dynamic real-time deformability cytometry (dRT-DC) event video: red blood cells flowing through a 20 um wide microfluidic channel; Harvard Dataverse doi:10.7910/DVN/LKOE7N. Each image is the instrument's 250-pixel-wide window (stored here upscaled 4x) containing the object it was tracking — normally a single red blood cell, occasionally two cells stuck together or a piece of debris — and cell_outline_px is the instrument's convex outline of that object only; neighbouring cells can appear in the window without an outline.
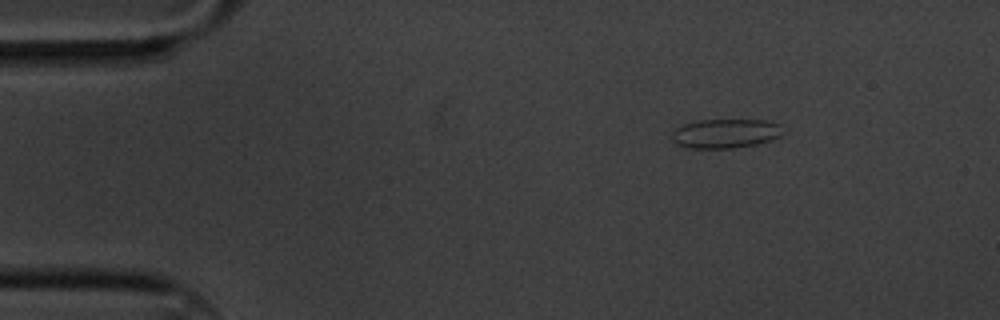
{"species": "common noctule bat (a hibernating species)", "species_latin": "Nyctalus noctula", "temperature_condition": "cold", "stored_images_in_passage": 10, "camera_frame_rate_fps": 3000, "um_per_image_px": 0.085, "animal": {"sex": "male", "body_mass_g": 20.1, "forearm_length_mm": 53.5}, "frame": {"image": 1, "passage_image": 2, "time_ms": 0.333, "image_size_px": [1000, 320], "cell_outline_px": [[784, 132], [780, 136], [772, 140], [756, 144], [732, 148], [688, 148], [676, 144], [672, 140], [672, 132], [676, 128], [684, 124], [700, 120], [764, 120], [780, 124]], "centroid_in_image_um": [61.67, 11.35], "position_along_channel_um": 23.3, "area_um2": 18.96}}
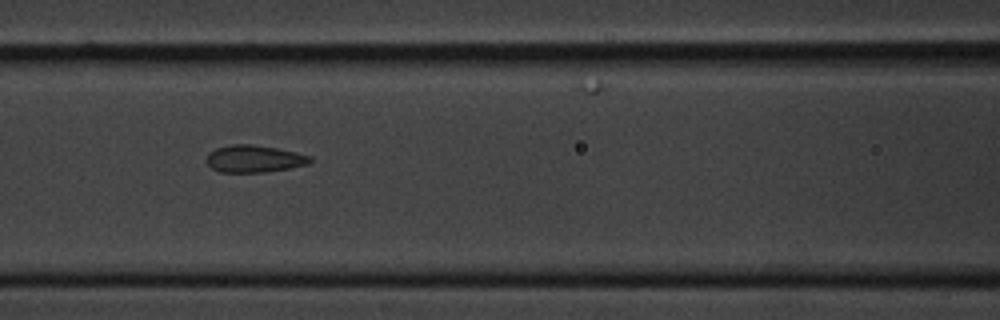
{"frame": {"image": 2, "passage_image": 7, "time_ms": 2.0, "image_size_px": [1000, 320], "cell_outline_px": [[312, 160], [308, 164], [288, 168], [264, 172], [220, 172], [212, 168], [204, 160], [208, 152], [216, 148], [232, 144], [252, 144], [276, 148], [296, 152], [312, 156]], "centroid_in_image_um": [21.57, 13.49], "position_along_channel_um": 145.0, "area_um2": 16.47}}
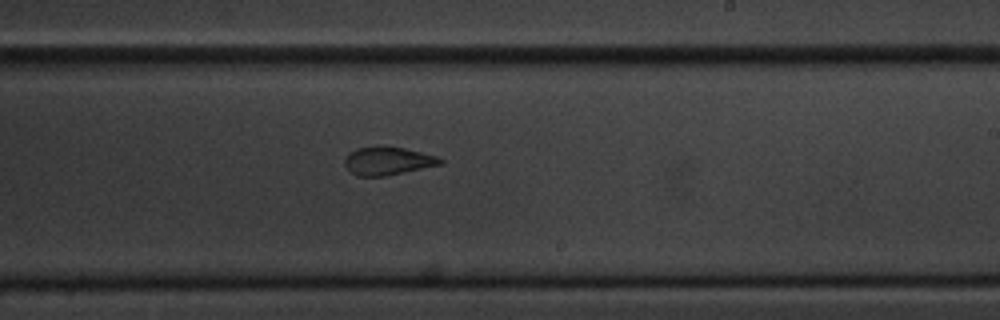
{"frame": {"image": 3, "passage_image": 10, "time_ms": 3.0, "image_size_px": [1000, 320], "cell_outline_px": [[444, 164], [384, 176], [356, 176], [348, 172], [344, 164], [344, 160], [348, 152], [356, 148], [376, 144], [380, 144], [404, 148], [436, 156], [444, 160]], "centroid_in_image_um": [32.9, 13.65], "position_along_channel_um": 256.1, "area_um2": 16.18}}